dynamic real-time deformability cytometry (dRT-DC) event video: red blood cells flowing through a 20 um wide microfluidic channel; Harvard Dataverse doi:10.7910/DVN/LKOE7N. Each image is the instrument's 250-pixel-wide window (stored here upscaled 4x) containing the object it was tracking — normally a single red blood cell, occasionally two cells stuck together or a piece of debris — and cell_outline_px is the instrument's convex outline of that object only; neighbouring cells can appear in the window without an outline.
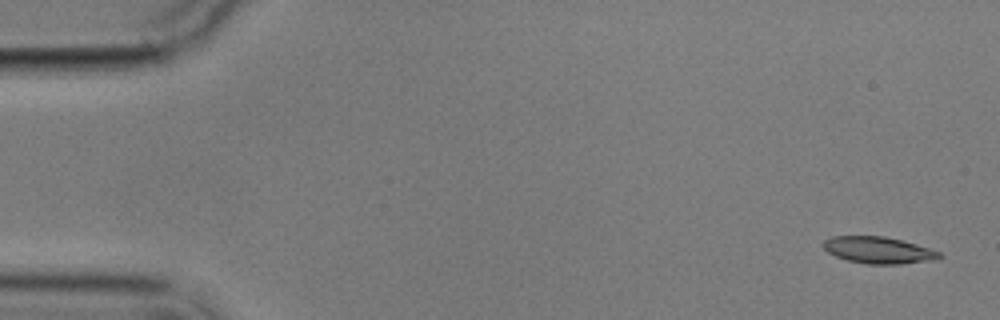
{"species": "common noctule bat (a hibernating species)", "species_latin": "Nyctalus noctula", "temperature_condition": "cold", "stored_images_in_passage": 6, "camera_frame_rate_fps": 3000, "um_per_image_px": 0.085, "animal": {"sex": "male", "body_mass_g": 17.9}, "frame": {"image": 1, "passage_image": 1, "time_ms": 0.0, "image_size_px": [1000, 320], "cell_outline_px": [[944, 256], [936, 260], [900, 264], [868, 264], [848, 260], [836, 256], [828, 252], [824, 248], [824, 240], [832, 236], [884, 236], [916, 244], [940, 252]], "centroid_in_image_um": [74.7, 21.26], "position_along_channel_um": 10.3, "area_um2": 17.98}}
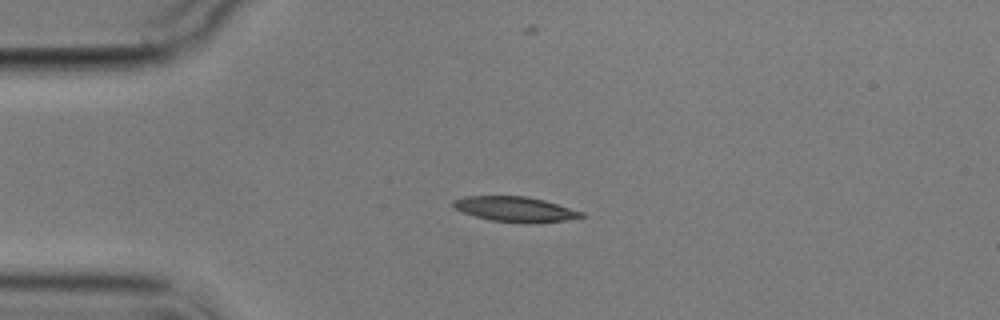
{"frame": {"image": 2, "passage_image": 4, "time_ms": 3.667, "image_size_px": [1000, 320], "cell_outline_px": [[584, 216], [564, 220], [492, 220], [476, 216], [464, 212], [456, 208], [452, 204], [452, 200], [464, 196], [528, 196], [544, 200], [584, 212]], "centroid_in_image_um": [43.73, 17.71], "position_along_channel_um": 41.3, "area_um2": 17.57}}
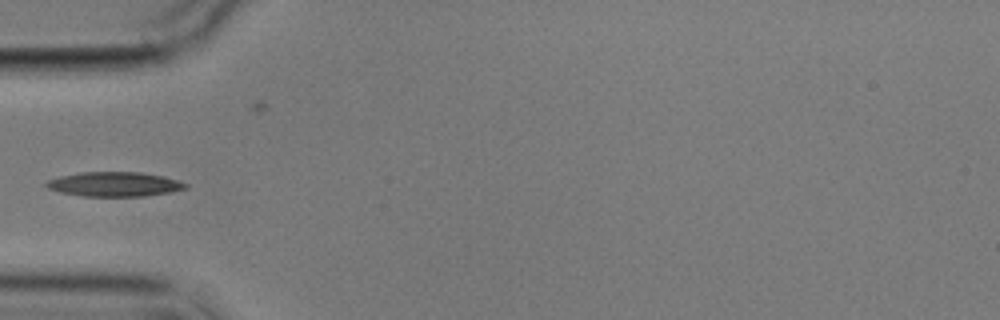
{"frame": {"image": 3, "passage_image": 5, "time_ms": 5.333, "image_size_px": [1000, 320], "cell_outline_px": [[188, 188], [172, 192], [144, 196], [84, 196], [60, 192], [48, 188], [44, 184], [48, 180], [60, 176], [80, 172], [140, 172], [160, 176], [176, 180], [188, 184]], "centroid_in_image_um": [9.72, 15.66], "position_along_channel_um": 75.3, "area_um2": 19.77}}